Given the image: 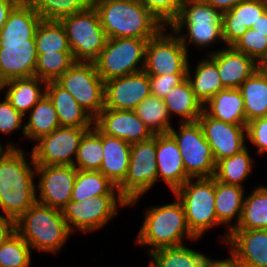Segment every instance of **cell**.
I'll use <instances>...</instances> for the list:
<instances>
[{"mask_svg": "<svg viewBox=\"0 0 267 267\" xmlns=\"http://www.w3.org/2000/svg\"><path fill=\"white\" fill-rule=\"evenodd\" d=\"M100 195H120L118 188L100 171L77 170L71 201H79Z\"/></svg>", "mask_w": 267, "mask_h": 267, "instance_id": "35", "label": "cell"}, {"mask_svg": "<svg viewBox=\"0 0 267 267\" xmlns=\"http://www.w3.org/2000/svg\"><path fill=\"white\" fill-rule=\"evenodd\" d=\"M16 232L31 250L58 254L72 233L62 210L35 202L16 220Z\"/></svg>", "mask_w": 267, "mask_h": 267, "instance_id": "5", "label": "cell"}, {"mask_svg": "<svg viewBox=\"0 0 267 267\" xmlns=\"http://www.w3.org/2000/svg\"><path fill=\"white\" fill-rule=\"evenodd\" d=\"M102 146L103 159L100 172L118 187L128 172L131 144L102 133Z\"/></svg>", "mask_w": 267, "mask_h": 267, "instance_id": "27", "label": "cell"}, {"mask_svg": "<svg viewBox=\"0 0 267 267\" xmlns=\"http://www.w3.org/2000/svg\"><path fill=\"white\" fill-rule=\"evenodd\" d=\"M215 61L224 88L236 89L261 66L233 46L208 51Z\"/></svg>", "mask_w": 267, "mask_h": 267, "instance_id": "21", "label": "cell"}, {"mask_svg": "<svg viewBox=\"0 0 267 267\" xmlns=\"http://www.w3.org/2000/svg\"><path fill=\"white\" fill-rule=\"evenodd\" d=\"M8 148L0 157V209L15 221L36 202V164L31 152Z\"/></svg>", "mask_w": 267, "mask_h": 267, "instance_id": "2", "label": "cell"}, {"mask_svg": "<svg viewBox=\"0 0 267 267\" xmlns=\"http://www.w3.org/2000/svg\"><path fill=\"white\" fill-rule=\"evenodd\" d=\"M41 21L26 0H21L9 13L0 32V84L13 78L35 76V33Z\"/></svg>", "mask_w": 267, "mask_h": 267, "instance_id": "1", "label": "cell"}, {"mask_svg": "<svg viewBox=\"0 0 267 267\" xmlns=\"http://www.w3.org/2000/svg\"><path fill=\"white\" fill-rule=\"evenodd\" d=\"M72 51L37 53L35 76L46 81H56L74 64Z\"/></svg>", "mask_w": 267, "mask_h": 267, "instance_id": "41", "label": "cell"}, {"mask_svg": "<svg viewBox=\"0 0 267 267\" xmlns=\"http://www.w3.org/2000/svg\"><path fill=\"white\" fill-rule=\"evenodd\" d=\"M21 0H0V32L7 21L9 13Z\"/></svg>", "mask_w": 267, "mask_h": 267, "instance_id": "49", "label": "cell"}, {"mask_svg": "<svg viewBox=\"0 0 267 267\" xmlns=\"http://www.w3.org/2000/svg\"><path fill=\"white\" fill-rule=\"evenodd\" d=\"M244 100L245 119L267 117V68L261 66L238 88Z\"/></svg>", "mask_w": 267, "mask_h": 267, "instance_id": "29", "label": "cell"}, {"mask_svg": "<svg viewBox=\"0 0 267 267\" xmlns=\"http://www.w3.org/2000/svg\"><path fill=\"white\" fill-rule=\"evenodd\" d=\"M207 267H235V265L228 259H212Z\"/></svg>", "mask_w": 267, "mask_h": 267, "instance_id": "52", "label": "cell"}, {"mask_svg": "<svg viewBox=\"0 0 267 267\" xmlns=\"http://www.w3.org/2000/svg\"><path fill=\"white\" fill-rule=\"evenodd\" d=\"M257 32L267 33V10L259 16V19L251 27Z\"/></svg>", "mask_w": 267, "mask_h": 267, "instance_id": "51", "label": "cell"}, {"mask_svg": "<svg viewBox=\"0 0 267 267\" xmlns=\"http://www.w3.org/2000/svg\"><path fill=\"white\" fill-rule=\"evenodd\" d=\"M46 95L53 102L61 127L92 128L94 126V119L68 91L55 81L47 82Z\"/></svg>", "mask_w": 267, "mask_h": 267, "instance_id": "26", "label": "cell"}, {"mask_svg": "<svg viewBox=\"0 0 267 267\" xmlns=\"http://www.w3.org/2000/svg\"><path fill=\"white\" fill-rule=\"evenodd\" d=\"M8 148H17V146L14 145L13 142H8V144L4 147L0 142V157Z\"/></svg>", "mask_w": 267, "mask_h": 267, "instance_id": "53", "label": "cell"}, {"mask_svg": "<svg viewBox=\"0 0 267 267\" xmlns=\"http://www.w3.org/2000/svg\"><path fill=\"white\" fill-rule=\"evenodd\" d=\"M159 267H207L212 260L204 253L187 245L161 248L148 254Z\"/></svg>", "mask_w": 267, "mask_h": 267, "instance_id": "36", "label": "cell"}, {"mask_svg": "<svg viewBox=\"0 0 267 267\" xmlns=\"http://www.w3.org/2000/svg\"><path fill=\"white\" fill-rule=\"evenodd\" d=\"M43 20H57L83 11L92 0H26Z\"/></svg>", "mask_w": 267, "mask_h": 267, "instance_id": "40", "label": "cell"}, {"mask_svg": "<svg viewBox=\"0 0 267 267\" xmlns=\"http://www.w3.org/2000/svg\"><path fill=\"white\" fill-rule=\"evenodd\" d=\"M267 229V186L259 185L244 199L242 214L234 230Z\"/></svg>", "mask_w": 267, "mask_h": 267, "instance_id": "34", "label": "cell"}, {"mask_svg": "<svg viewBox=\"0 0 267 267\" xmlns=\"http://www.w3.org/2000/svg\"><path fill=\"white\" fill-rule=\"evenodd\" d=\"M76 175L73 165H36V202L63 210L71 201Z\"/></svg>", "mask_w": 267, "mask_h": 267, "instance_id": "16", "label": "cell"}, {"mask_svg": "<svg viewBox=\"0 0 267 267\" xmlns=\"http://www.w3.org/2000/svg\"><path fill=\"white\" fill-rule=\"evenodd\" d=\"M203 110L212 118L234 125H247L244 100L238 88H225L203 105Z\"/></svg>", "mask_w": 267, "mask_h": 267, "instance_id": "28", "label": "cell"}, {"mask_svg": "<svg viewBox=\"0 0 267 267\" xmlns=\"http://www.w3.org/2000/svg\"><path fill=\"white\" fill-rule=\"evenodd\" d=\"M158 181L156 164V134L147 140L131 144L129 168L124 181L117 187L120 195L135 206Z\"/></svg>", "mask_w": 267, "mask_h": 267, "instance_id": "9", "label": "cell"}, {"mask_svg": "<svg viewBox=\"0 0 267 267\" xmlns=\"http://www.w3.org/2000/svg\"><path fill=\"white\" fill-rule=\"evenodd\" d=\"M156 164L158 180L172 193L189 179L178 145L169 133L156 134Z\"/></svg>", "mask_w": 267, "mask_h": 267, "instance_id": "22", "label": "cell"}, {"mask_svg": "<svg viewBox=\"0 0 267 267\" xmlns=\"http://www.w3.org/2000/svg\"><path fill=\"white\" fill-rule=\"evenodd\" d=\"M46 84L36 76L13 78L0 84V93L4 92L11 105L26 119V114L46 94Z\"/></svg>", "mask_w": 267, "mask_h": 267, "instance_id": "25", "label": "cell"}, {"mask_svg": "<svg viewBox=\"0 0 267 267\" xmlns=\"http://www.w3.org/2000/svg\"><path fill=\"white\" fill-rule=\"evenodd\" d=\"M151 95L149 75L143 70L110 79L104 86V108L134 110Z\"/></svg>", "mask_w": 267, "mask_h": 267, "instance_id": "18", "label": "cell"}, {"mask_svg": "<svg viewBox=\"0 0 267 267\" xmlns=\"http://www.w3.org/2000/svg\"><path fill=\"white\" fill-rule=\"evenodd\" d=\"M148 264V267H159V265L153 259L149 261Z\"/></svg>", "mask_w": 267, "mask_h": 267, "instance_id": "55", "label": "cell"}, {"mask_svg": "<svg viewBox=\"0 0 267 267\" xmlns=\"http://www.w3.org/2000/svg\"><path fill=\"white\" fill-rule=\"evenodd\" d=\"M232 46L253 58L260 66L267 64V33L249 28Z\"/></svg>", "mask_w": 267, "mask_h": 267, "instance_id": "43", "label": "cell"}, {"mask_svg": "<svg viewBox=\"0 0 267 267\" xmlns=\"http://www.w3.org/2000/svg\"><path fill=\"white\" fill-rule=\"evenodd\" d=\"M102 159V133L93 126L81 138L73 166L82 171H100Z\"/></svg>", "mask_w": 267, "mask_h": 267, "instance_id": "38", "label": "cell"}, {"mask_svg": "<svg viewBox=\"0 0 267 267\" xmlns=\"http://www.w3.org/2000/svg\"><path fill=\"white\" fill-rule=\"evenodd\" d=\"M37 53L71 51L66 32L60 21L43 20L35 33Z\"/></svg>", "mask_w": 267, "mask_h": 267, "instance_id": "39", "label": "cell"}, {"mask_svg": "<svg viewBox=\"0 0 267 267\" xmlns=\"http://www.w3.org/2000/svg\"><path fill=\"white\" fill-rule=\"evenodd\" d=\"M177 128L178 131L173 126L169 134L178 145L186 175L189 178L213 177L216 162L199 122H180Z\"/></svg>", "mask_w": 267, "mask_h": 267, "instance_id": "12", "label": "cell"}, {"mask_svg": "<svg viewBox=\"0 0 267 267\" xmlns=\"http://www.w3.org/2000/svg\"><path fill=\"white\" fill-rule=\"evenodd\" d=\"M250 154L247 145L239 153L217 161L213 178L227 184L244 187V181L248 179L254 168V161Z\"/></svg>", "mask_w": 267, "mask_h": 267, "instance_id": "33", "label": "cell"}, {"mask_svg": "<svg viewBox=\"0 0 267 267\" xmlns=\"http://www.w3.org/2000/svg\"><path fill=\"white\" fill-rule=\"evenodd\" d=\"M91 128L59 127L31 149L36 165H73L83 135Z\"/></svg>", "mask_w": 267, "mask_h": 267, "instance_id": "15", "label": "cell"}, {"mask_svg": "<svg viewBox=\"0 0 267 267\" xmlns=\"http://www.w3.org/2000/svg\"><path fill=\"white\" fill-rule=\"evenodd\" d=\"M187 74L149 75L151 95L164 98Z\"/></svg>", "mask_w": 267, "mask_h": 267, "instance_id": "47", "label": "cell"}, {"mask_svg": "<svg viewBox=\"0 0 267 267\" xmlns=\"http://www.w3.org/2000/svg\"><path fill=\"white\" fill-rule=\"evenodd\" d=\"M225 244L232 263L267 267V229L232 230Z\"/></svg>", "mask_w": 267, "mask_h": 267, "instance_id": "20", "label": "cell"}, {"mask_svg": "<svg viewBox=\"0 0 267 267\" xmlns=\"http://www.w3.org/2000/svg\"><path fill=\"white\" fill-rule=\"evenodd\" d=\"M168 28L176 32L188 52L190 44L198 50L212 47L218 41L225 44L222 13L204 0H185L179 16Z\"/></svg>", "mask_w": 267, "mask_h": 267, "instance_id": "6", "label": "cell"}, {"mask_svg": "<svg viewBox=\"0 0 267 267\" xmlns=\"http://www.w3.org/2000/svg\"><path fill=\"white\" fill-rule=\"evenodd\" d=\"M134 111L153 134L169 133L173 127L171 116L162 98L150 95Z\"/></svg>", "mask_w": 267, "mask_h": 267, "instance_id": "37", "label": "cell"}, {"mask_svg": "<svg viewBox=\"0 0 267 267\" xmlns=\"http://www.w3.org/2000/svg\"><path fill=\"white\" fill-rule=\"evenodd\" d=\"M235 267H258V266H253V265H248L244 263H233Z\"/></svg>", "mask_w": 267, "mask_h": 267, "instance_id": "54", "label": "cell"}, {"mask_svg": "<svg viewBox=\"0 0 267 267\" xmlns=\"http://www.w3.org/2000/svg\"><path fill=\"white\" fill-rule=\"evenodd\" d=\"M94 126L101 133L130 144L147 140L154 135L134 110L104 108L94 119Z\"/></svg>", "mask_w": 267, "mask_h": 267, "instance_id": "19", "label": "cell"}, {"mask_svg": "<svg viewBox=\"0 0 267 267\" xmlns=\"http://www.w3.org/2000/svg\"><path fill=\"white\" fill-rule=\"evenodd\" d=\"M28 115L24 138L30 141L35 142L61 127L53 102L46 94L33 106Z\"/></svg>", "mask_w": 267, "mask_h": 267, "instance_id": "32", "label": "cell"}, {"mask_svg": "<svg viewBox=\"0 0 267 267\" xmlns=\"http://www.w3.org/2000/svg\"><path fill=\"white\" fill-rule=\"evenodd\" d=\"M128 207V202L121 195H100L82 202L69 201L62 213L69 231L90 233L101 230L119 212V207Z\"/></svg>", "mask_w": 267, "mask_h": 267, "instance_id": "11", "label": "cell"}, {"mask_svg": "<svg viewBox=\"0 0 267 267\" xmlns=\"http://www.w3.org/2000/svg\"><path fill=\"white\" fill-rule=\"evenodd\" d=\"M59 21L65 29L74 62L94 63L108 39L94 6L91 4Z\"/></svg>", "mask_w": 267, "mask_h": 267, "instance_id": "8", "label": "cell"}, {"mask_svg": "<svg viewBox=\"0 0 267 267\" xmlns=\"http://www.w3.org/2000/svg\"><path fill=\"white\" fill-rule=\"evenodd\" d=\"M267 10V0H242L222 13L223 39L232 46Z\"/></svg>", "mask_w": 267, "mask_h": 267, "instance_id": "23", "label": "cell"}, {"mask_svg": "<svg viewBox=\"0 0 267 267\" xmlns=\"http://www.w3.org/2000/svg\"><path fill=\"white\" fill-rule=\"evenodd\" d=\"M197 121L211 147L215 162L231 157L247 146L246 125H234L217 120L204 110Z\"/></svg>", "mask_w": 267, "mask_h": 267, "instance_id": "17", "label": "cell"}, {"mask_svg": "<svg viewBox=\"0 0 267 267\" xmlns=\"http://www.w3.org/2000/svg\"><path fill=\"white\" fill-rule=\"evenodd\" d=\"M163 100L171 118L176 115L181 123L196 122L203 112V105L195 97L187 77L173 87Z\"/></svg>", "mask_w": 267, "mask_h": 267, "instance_id": "31", "label": "cell"}, {"mask_svg": "<svg viewBox=\"0 0 267 267\" xmlns=\"http://www.w3.org/2000/svg\"><path fill=\"white\" fill-rule=\"evenodd\" d=\"M204 1L212 5L215 9L219 10L221 13H224L235 7L242 0H204Z\"/></svg>", "mask_w": 267, "mask_h": 267, "instance_id": "50", "label": "cell"}, {"mask_svg": "<svg viewBox=\"0 0 267 267\" xmlns=\"http://www.w3.org/2000/svg\"><path fill=\"white\" fill-rule=\"evenodd\" d=\"M148 40L129 37L108 38L94 62L101 79L106 82L143 71Z\"/></svg>", "mask_w": 267, "mask_h": 267, "instance_id": "10", "label": "cell"}, {"mask_svg": "<svg viewBox=\"0 0 267 267\" xmlns=\"http://www.w3.org/2000/svg\"><path fill=\"white\" fill-rule=\"evenodd\" d=\"M174 195L181 201L188 229L197 238L218 224L215 212V179L189 178Z\"/></svg>", "mask_w": 267, "mask_h": 267, "instance_id": "7", "label": "cell"}, {"mask_svg": "<svg viewBox=\"0 0 267 267\" xmlns=\"http://www.w3.org/2000/svg\"><path fill=\"white\" fill-rule=\"evenodd\" d=\"M16 232V221L0 212V243Z\"/></svg>", "mask_w": 267, "mask_h": 267, "instance_id": "48", "label": "cell"}, {"mask_svg": "<svg viewBox=\"0 0 267 267\" xmlns=\"http://www.w3.org/2000/svg\"><path fill=\"white\" fill-rule=\"evenodd\" d=\"M146 208L144 221L139 229L135 243L146 247L147 254L161 249L178 247L187 238L191 242L197 239L188 229L185 211L181 201ZM193 240V241H192Z\"/></svg>", "mask_w": 267, "mask_h": 267, "instance_id": "4", "label": "cell"}, {"mask_svg": "<svg viewBox=\"0 0 267 267\" xmlns=\"http://www.w3.org/2000/svg\"><path fill=\"white\" fill-rule=\"evenodd\" d=\"M198 61L194 72L188 64L187 78L195 97L204 105L220 90L225 89L221 82L216 61L210 56ZM193 72V73H192Z\"/></svg>", "mask_w": 267, "mask_h": 267, "instance_id": "30", "label": "cell"}, {"mask_svg": "<svg viewBox=\"0 0 267 267\" xmlns=\"http://www.w3.org/2000/svg\"><path fill=\"white\" fill-rule=\"evenodd\" d=\"M167 28L147 41L144 71L148 75L187 74L188 51L176 32L171 29L168 33Z\"/></svg>", "mask_w": 267, "mask_h": 267, "instance_id": "13", "label": "cell"}, {"mask_svg": "<svg viewBox=\"0 0 267 267\" xmlns=\"http://www.w3.org/2000/svg\"><path fill=\"white\" fill-rule=\"evenodd\" d=\"M31 248L23 238L15 232L0 243L1 267H30Z\"/></svg>", "mask_w": 267, "mask_h": 267, "instance_id": "42", "label": "cell"}, {"mask_svg": "<svg viewBox=\"0 0 267 267\" xmlns=\"http://www.w3.org/2000/svg\"><path fill=\"white\" fill-rule=\"evenodd\" d=\"M245 193L244 187L215 179V212L218 224L223 227L226 226L227 229L222 236L221 242L223 244L226 242L228 234L237 227L240 221Z\"/></svg>", "mask_w": 267, "mask_h": 267, "instance_id": "24", "label": "cell"}, {"mask_svg": "<svg viewBox=\"0 0 267 267\" xmlns=\"http://www.w3.org/2000/svg\"><path fill=\"white\" fill-rule=\"evenodd\" d=\"M107 38L150 39L163 27L139 0H92Z\"/></svg>", "mask_w": 267, "mask_h": 267, "instance_id": "3", "label": "cell"}, {"mask_svg": "<svg viewBox=\"0 0 267 267\" xmlns=\"http://www.w3.org/2000/svg\"><path fill=\"white\" fill-rule=\"evenodd\" d=\"M246 138L257 149L258 155L267 153V117L256 118L246 125Z\"/></svg>", "mask_w": 267, "mask_h": 267, "instance_id": "46", "label": "cell"}, {"mask_svg": "<svg viewBox=\"0 0 267 267\" xmlns=\"http://www.w3.org/2000/svg\"><path fill=\"white\" fill-rule=\"evenodd\" d=\"M164 26H169L180 14L185 0H139Z\"/></svg>", "mask_w": 267, "mask_h": 267, "instance_id": "44", "label": "cell"}, {"mask_svg": "<svg viewBox=\"0 0 267 267\" xmlns=\"http://www.w3.org/2000/svg\"><path fill=\"white\" fill-rule=\"evenodd\" d=\"M93 118L104 109L105 82L94 63L75 62L56 81Z\"/></svg>", "mask_w": 267, "mask_h": 267, "instance_id": "14", "label": "cell"}, {"mask_svg": "<svg viewBox=\"0 0 267 267\" xmlns=\"http://www.w3.org/2000/svg\"><path fill=\"white\" fill-rule=\"evenodd\" d=\"M0 102V133L10 135L20 131L25 136V116L18 112L4 96Z\"/></svg>", "mask_w": 267, "mask_h": 267, "instance_id": "45", "label": "cell"}]
</instances>
